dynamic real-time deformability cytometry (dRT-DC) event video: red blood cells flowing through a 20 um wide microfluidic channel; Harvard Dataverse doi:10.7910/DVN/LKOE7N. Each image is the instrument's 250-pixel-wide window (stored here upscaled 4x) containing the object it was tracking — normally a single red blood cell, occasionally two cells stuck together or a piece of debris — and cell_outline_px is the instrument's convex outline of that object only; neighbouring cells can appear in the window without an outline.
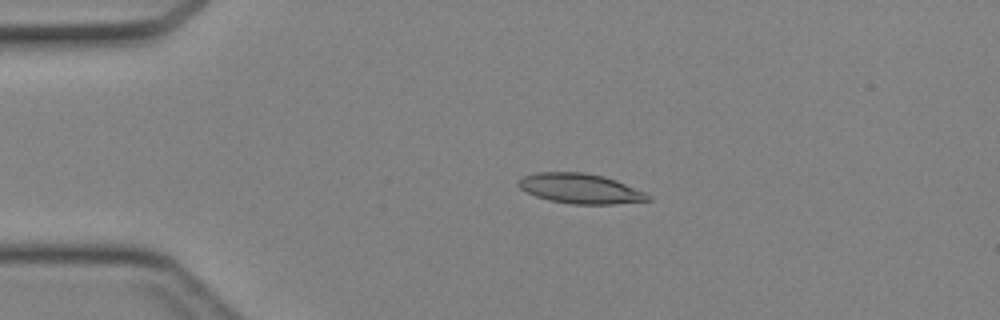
{"species": "Egyptian fruit bat (a non-hibernating species)", "species_latin": "Rousettus aegyptiacus", "temperature_condition": "cold", "stored_images_in_passage": 44, "camera_frame_rate_fps": 3000, "um_per_image_px": 0.085, "animal": {"sex": "female"}, "frame": {"image": 1, "passage_image": 10, "time_ms": 3.0, "image_size_px": [1000, 320], "cell_outline_px": [[652, 200], [612, 204], [572, 204], [548, 200], [536, 196], [520, 188], [516, 184], [524, 176], [536, 172], [584, 172], [604, 176], [616, 180], [644, 192], [652, 196]], "centroid_in_image_um": [49.33, 16.03], "position_along_channel_um": 35.7, "area_um2": 22.54}}
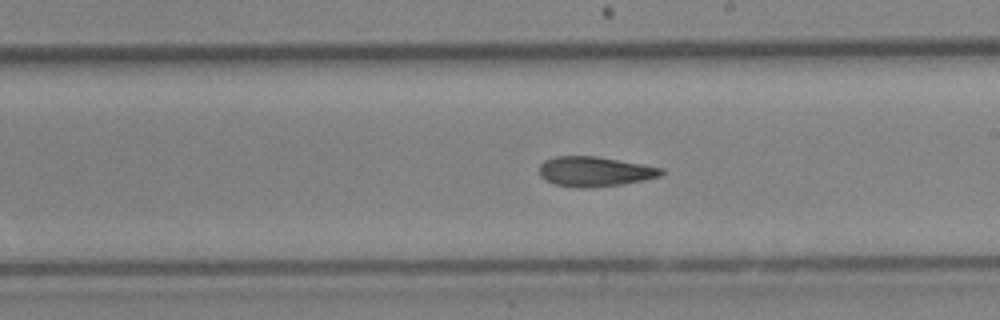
{"frame": {"image": 2, "passage_image": 26, "time_ms": 8.333, "image_size_px": [1000, 320], "cell_outline_px": [[664, 172], [660, 176], [644, 180], [620, 184], [588, 188], [580, 188], [556, 184], [540, 176], [540, 164], [544, 160], [556, 156], [596, 156], [664, 168]], "centroid_in_image_um": [50.56, 14.57], "position_along_channel_um": 238.4, "area_um2": 21.04}}
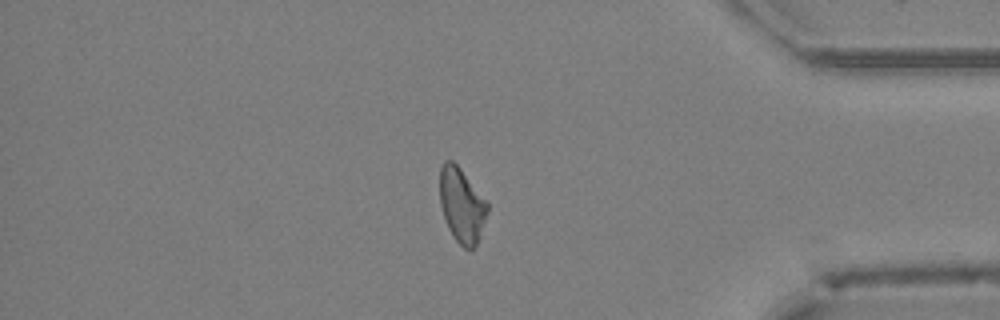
{"frame": {"image": 3, "passage_image": 38, "time_ms": 12.333, "image_size_px": [1000, 320], "cell_outline_px": [[488, 212], [480, 236], [476, 244], [472, 248], [464, 248], [452, 236], [448, 228], [440, 204], [440, 168], [444, 160], [452, 160], [460, 168], [488, 200]], "centroid_in_image_um": [39.26, 17.42], "position_along_channel_um": 395.9, "area_um2": 20.81}}